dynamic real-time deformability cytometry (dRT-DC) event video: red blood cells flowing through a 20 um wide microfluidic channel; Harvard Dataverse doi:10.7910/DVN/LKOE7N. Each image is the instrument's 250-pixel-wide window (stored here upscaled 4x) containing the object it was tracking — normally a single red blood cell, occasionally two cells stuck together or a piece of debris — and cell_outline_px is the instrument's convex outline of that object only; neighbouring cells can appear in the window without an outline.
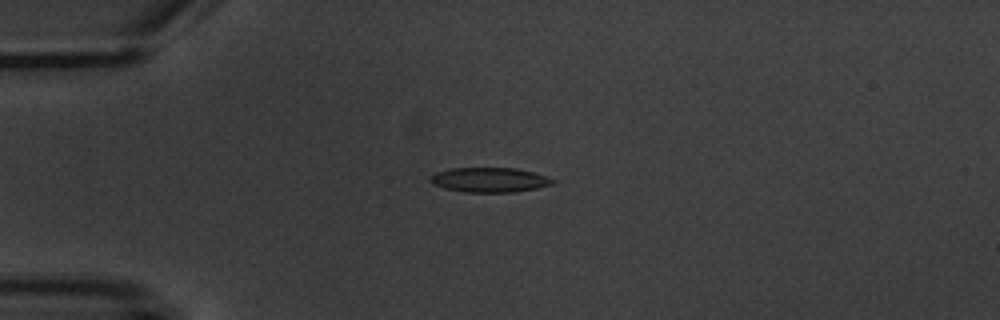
{"species": "common noctule bat (a hibernating species)", "species_latin": "Nyctalus noctula", "temperature_condition": "warm", "stored_images_in_passage": 2, "camera_frame_rate_fps": 3000, "um_per_image_px": 0.085, "animal": {"sex": "male", "body_mass_g": 20.1, "forearm_length_mm": 53.5}, "frame": {"image": 1, "passage_image": 1, "time_ms": 0.0, "image_size_px": [1000, 320], "cell_outline_px": [[556, 184], [536, 188], [512, 192], [464, 192], [432, 184], [428, 180], [436, 172], [452, 168], [516, 168], [532, 172], [556, 180]], "centroid_in_image_um": [41.63, 15.29], "position_along_channel_um": 43.4, "area_um2": 17.46}}